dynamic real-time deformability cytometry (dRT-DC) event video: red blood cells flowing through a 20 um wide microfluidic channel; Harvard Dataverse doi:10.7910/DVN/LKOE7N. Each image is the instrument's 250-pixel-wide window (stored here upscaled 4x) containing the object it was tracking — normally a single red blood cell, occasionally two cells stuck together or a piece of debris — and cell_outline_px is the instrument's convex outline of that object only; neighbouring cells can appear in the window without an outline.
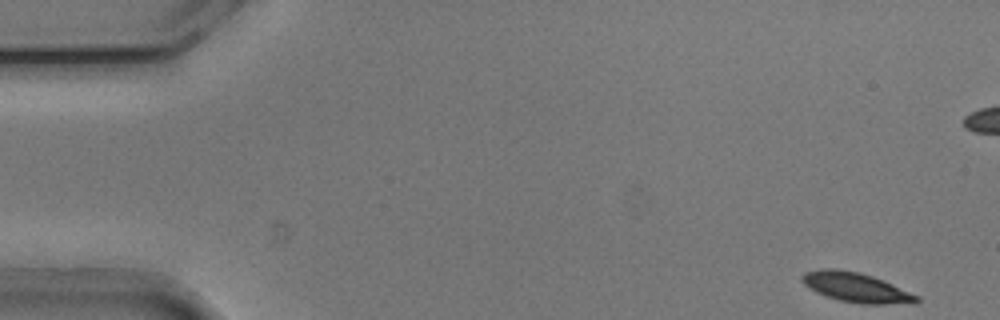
{"species": "common noctule bat (a hibernating species)", "species_latin": "Nyctalus noctula", "temperature_condition": "cold", "stored_images_in_passage": 53, "camera_frame_rate_fps": 3000, "um_per_image_px": 0.085, "animal": {"sex": "male", "body_mass_g": 20.5, "forearm_length_mm": 52.5}, "frame": {"image": 1, "passage_image": 1, "time_ms": 0.0, "image_size_px": [1000, 320], "cell_outline_px": [[920, 300], [916, 304], [860, 304], [840, 300], [824, 296], [808, 288], [804, 284], [800, 276], [804, 272], [824, 268], [836, 268], [860, 272], [872, 276], [892, 284], [920, 296]], "centroid_in_image_um": [72.78, 24.44], "position_along_channel_um": 12.2, "area_um2": 20.06}}
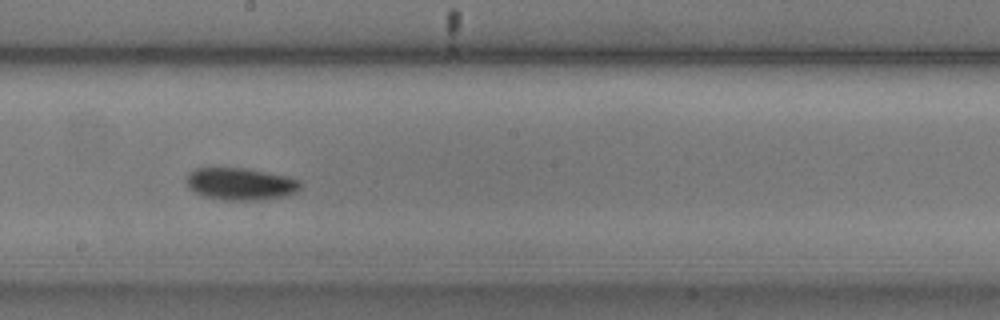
{"frame": {"image": 2, "passage_image": 28, "time_ms": 9.0, "image_size_px": [1000, 320], "cell_outline_px": [[304, 184], [296, 192], [284, 196], [264, 200], [224, 200], [200, 196], [188, 188], [188, 172], [196, 168], [244, 168], [288, 176], [300, 180]], "centroid_in_image_um": [20.47, 15.64], "position_along_channel_um": 227.7, "area_um2": 21.62}}
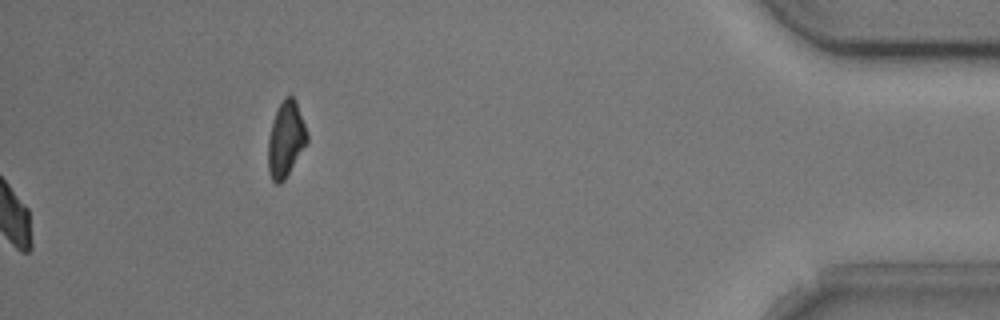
{"frame": {"image": 3, "passage_image": 53, "time_ms": 17.333, "image_size_px": [1000, 320], "cell_outline_px": [[308, 140], [284, 180], [280, 184], [276, 184], [272, 180], [268, 168], [268, 140], [272, 124], [276, 112], [284, 96], [292, 96], [296, 100], [308, 132]], "centroid_in_image_um": [24.3, 11.83], "position_along_channel_um": 410.9, "area_um2": 16.94}, "authors_computed_cell_mechanics": {"area_um2": 19.7098, "velocity_mm_per_s": 3.75, "shape_relaxation_time_tau1_ms": 1.7846, "shape_relaxation_time_tau2_ms": null, "deformation_change_tau1": 0.1146, "deformation_change_tau2": null}}